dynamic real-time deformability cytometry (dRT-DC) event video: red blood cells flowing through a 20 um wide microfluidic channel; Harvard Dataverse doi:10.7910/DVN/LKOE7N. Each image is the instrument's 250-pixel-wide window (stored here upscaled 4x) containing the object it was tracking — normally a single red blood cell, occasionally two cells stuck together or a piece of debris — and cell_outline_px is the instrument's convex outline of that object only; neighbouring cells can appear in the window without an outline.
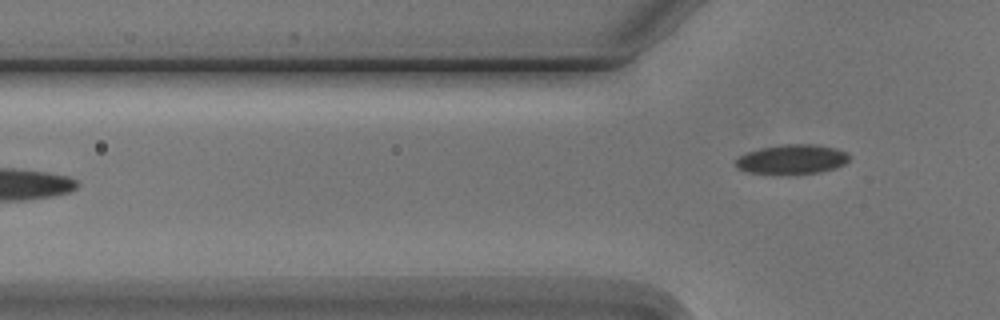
{"species": "Egyptian fruit bat (a non-hibernating species)", "species_latin": "Rousettus aegyptiacus", "temperature_condition": "cold", "stored_images_in_passage": 4, "camera_frame_rate_fps": 3000, "um_per_image_px": 0.085, "animal": {"sex": "male"}, "frame": {"image": 1, "passage_image": 4, "time_ms": 4.667, "image_size_px": [1000, 320], "cell_outline_px": [[848, 160], [844, 164], [836, 168], [820, 172], [748, 172], [740, 168], [736, 164], [736, 160], [740, 156], [748, 152], [760, 148], [784, 144], [812, 144], [836, 148], [848, 152]], "centroid_in_image_um": [67.38, 13.5], "position_along_channel_um": 58.4, "area_um2": 18.79}}